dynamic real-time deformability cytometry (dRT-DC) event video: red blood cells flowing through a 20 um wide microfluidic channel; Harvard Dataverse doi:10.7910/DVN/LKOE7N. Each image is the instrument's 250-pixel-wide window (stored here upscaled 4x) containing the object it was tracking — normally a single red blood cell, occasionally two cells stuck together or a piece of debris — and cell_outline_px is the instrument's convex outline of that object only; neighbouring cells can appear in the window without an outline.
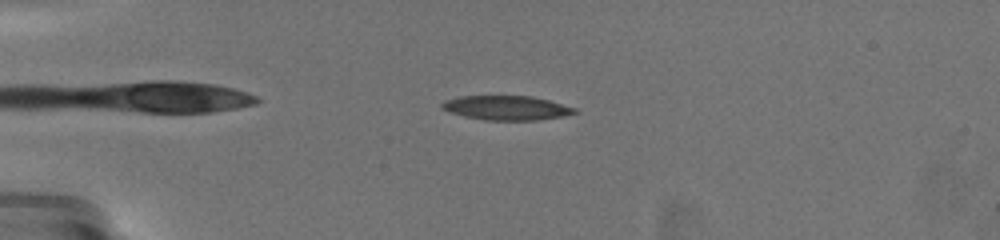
{"species": "common noctule bat (a hibernating species)", "species_latin": "Nyctalus noctula", "temperature_condition": "warm", "stored_images_in_passage": 29, "camera_frame_rate_fps": 3000, "um_per_image_px": 0.085, "animal": {"sex": "female", "body_mass_g": 19.5, "forearm_length_mm": 54.1}, "frame": {"image": 1, "passage_image": 1, "time_ms": 0.0, "image_size_px": [1000, 240], "cell_outline_px": [[580, 112], [560, 116], [536, 120], [484, 120], [464, 116], [440, 108], [440, 104], [444, 100], [460, 96], [532, 96], [548, 100], [576, 108]], "centroid_in_image_um": [43.03, 9.16], "position_along_channel_um": 42.0, "area_um2": 18.73}}
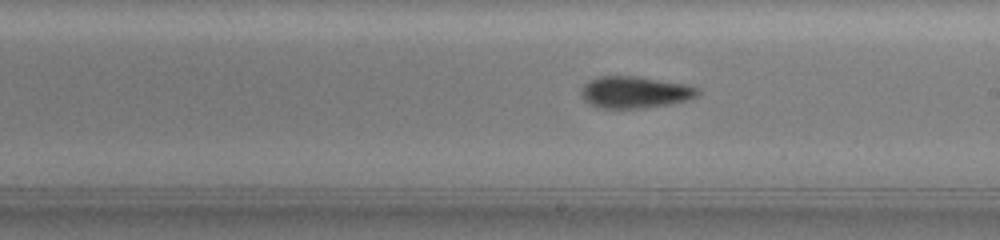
{"frame": {"image": 2, "passage_image": 18, "time_ms": 6.667, "image_size_px": [1000, 240], "cell_outline_px": [[700, 92], [696, 96], [688, 100], [672, 104], [644, 108], [596, 108], [584, 100], [580, 92], [580, 88], [588, 80], [600, 76], [632, 76], [684, 84], [700, 88]], "centroid_in_image_um": [53.93, 7.85], "position_along_channel_um": 235.1, "area_um2": 21.68}}
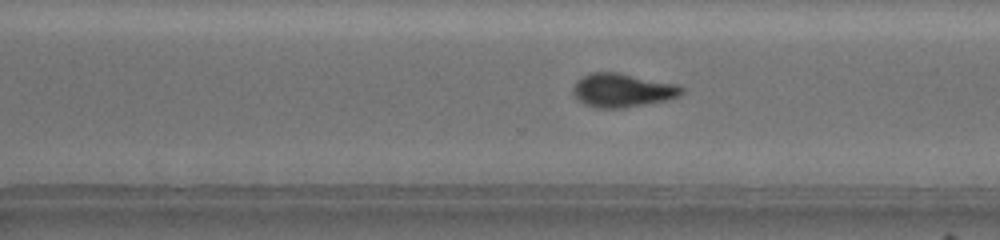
{"frame": {"image": 3, "passage_image": 24, "time_ms": 9.0, "image_size_px": [1000, 240], "cell_outline_px": [[684, 92], [680, 96], [668, 100], [624, 108], [596, 108], [584, 104], [576, 96], [576, 80], [592, 72], [616, 72], [676, 84], [684, 88]], "centroid_in_image_um": [52.97, 7.68], "position_along_channel_um": 317.6, "area_um2": 21.04}, "authors_computed_cell_mechanics": {"area_um2": 20.9814, "velocity_mm_per_s": 3.5589, "shape_relaxation_time_tau1_ms": 4.4309, "shape_relaxation_time_tau2_ms": 3.4309, "deformation_change_tau1": 0.1936, "deformation_change_tau2": 0.0974}}